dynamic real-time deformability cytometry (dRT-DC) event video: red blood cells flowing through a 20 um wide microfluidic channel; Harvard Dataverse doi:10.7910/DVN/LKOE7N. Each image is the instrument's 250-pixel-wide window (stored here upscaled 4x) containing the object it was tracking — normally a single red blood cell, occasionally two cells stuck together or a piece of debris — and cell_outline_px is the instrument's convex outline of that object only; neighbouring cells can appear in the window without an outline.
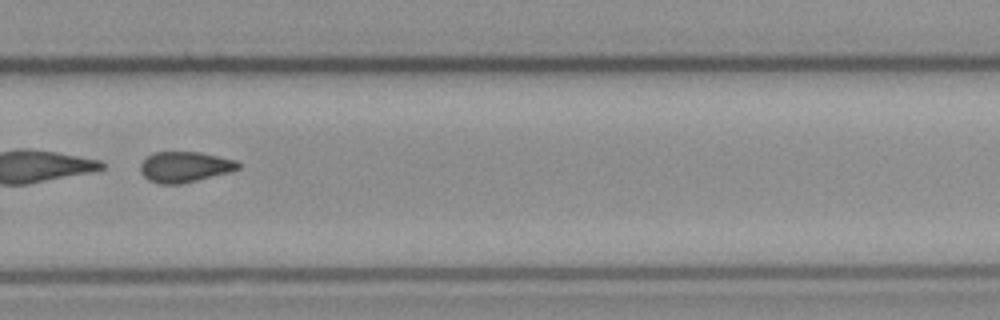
{"species": "common noctule bat (a hibernating species)", "species_latin": "Nyctalus noctula", "temperature_condition": "cold", "stored_images_in_passage": 46, "camera_frame_rate_fps": 3000, "um_per_image_px": 0.085, "animal": {"sex": "female", "body_mass_g": 21.9}, "frame": {"image": 1, "passage_image": 30, "time_ms": 9.667, "image_size_px": [1000, 320], "cell_outline_px": [[240, 168], [232, 172], [180, 184], [160, 184], [148, 180], [140, 172], [140, 164], [152, 152], [200, 152], [236, 160], [240, 164]], "centroid_in_image_um": [15.71, 14.19], "position_along_channel_um": 314.1, "area_um2": 17.57}, "authors_computed_cell_mechanics": {"area_um2": 27.0215, "velocity_mm_per_s": 3.9215, "shape_relaxation_time_tau1_ms": null, "shape_relaxation_time_tau2_ms": 5.9966, "deformation_change_tau1": null, "deformation_change_tau2": 0.1199}}